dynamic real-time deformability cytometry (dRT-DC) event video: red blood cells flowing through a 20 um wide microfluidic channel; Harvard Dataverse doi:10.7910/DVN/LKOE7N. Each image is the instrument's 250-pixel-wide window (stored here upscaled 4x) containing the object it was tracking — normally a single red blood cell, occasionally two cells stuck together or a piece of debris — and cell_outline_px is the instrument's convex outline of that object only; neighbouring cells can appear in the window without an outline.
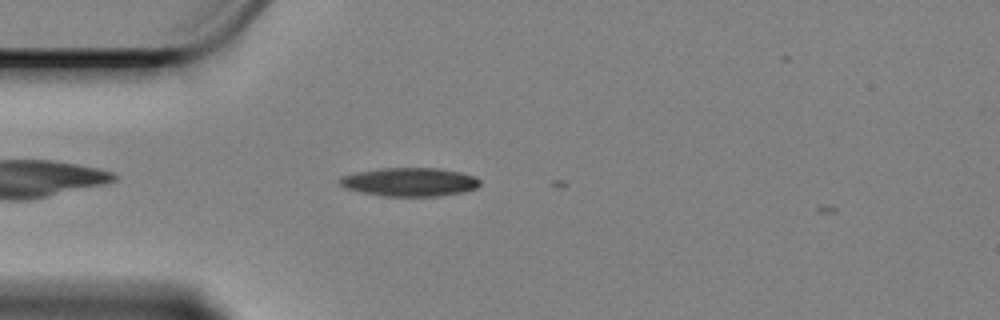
{"species": "Egyptian fruit bat (a non-hibernating species)", "species_latin": "Rousettus aegyptiacus", "temperature_condition": "cold", "stored_images_in_passage": 2, "camera_frame_rate_fps": 3000, "um_per_image_px": 0.085, "animal": {"sex": "female"}, "frame": {"image": 1, "passage_image": 1, "time_ms": 0.0, "image_size_px": [1000, 320], "cell_outline_px": [[480, 184], [476, 188], [464, 192], [440, 196], [380, 196], [360, 192], [348, 188], [340, 184], [340, 180], [344, 176], [360, 172], [380, 168], [436, 168], [460, 172], [476, 176], [480, 180]], "centroid_in_image_um": [34.89, 15.47], "position_along_channel_um": 50.1, "area_um2": 23.18}}